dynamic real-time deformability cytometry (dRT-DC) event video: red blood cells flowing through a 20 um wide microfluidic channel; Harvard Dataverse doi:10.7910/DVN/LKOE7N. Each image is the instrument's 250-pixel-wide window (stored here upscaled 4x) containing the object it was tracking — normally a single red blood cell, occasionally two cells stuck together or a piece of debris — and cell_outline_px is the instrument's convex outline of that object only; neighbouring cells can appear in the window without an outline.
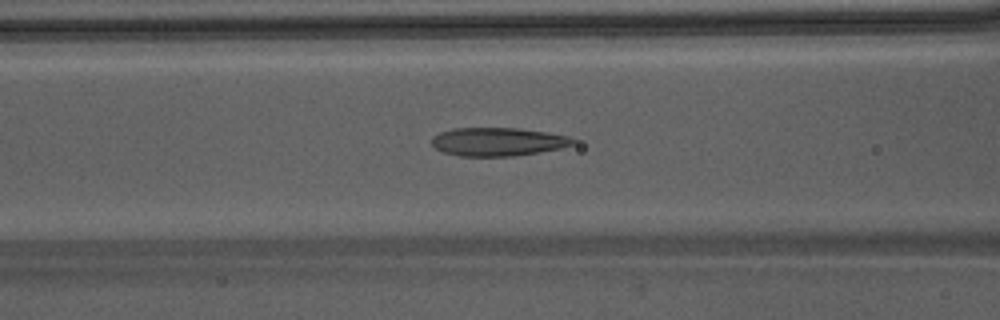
{"species": "Egyptian fruit bat (a non-hibernating species)", "species_latin": "Rousettus aegyptiacus", "temperature_condition": "warm", "stored_images_in_passage": 47, "camera_frame_rate_fps": 3000, "um_per_image_px": 0.085, "animal": {"sex": "male"}, "frame": {"image": 1, "passage_image": 20, "time_ms": 6.333, "image_size_px": [1000, 320], "cell_outline_px": [[576, 144], [560, 148], [540, 152], [512, 156], [460, 156], [444, 152], [436, 148], [432, 144], [432, 136], [440, 132], [452, 128], [520, 128], [548, 132], [568, 136], [576, 140]], "centroid_in_image_um": [42.34, 12.04], "position_along_channel_um": 124.3, "area_um2": 23.47}}
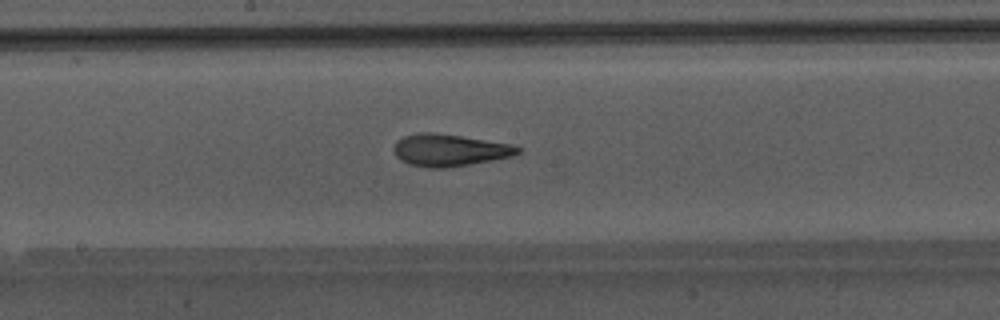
{"frame": {"image": 2, "passage_image": 26, "time_ms": 8.333, "image_size_px": [1000, 320], "cell_outline_px": [[524, 148], [520, 152], [512, 156], [492, 160], [444, 168], [428, 168], [408, 164], [400, 160], [396, 156], [392, 148], [396, 140], [404, 136], [416, 132], [432, 132], [460, 136], [512, 144]], "centroid_in_image_um": [38.17, 12.76], "position_along_channel_um": 210.0, "area_um2": 23.29}}
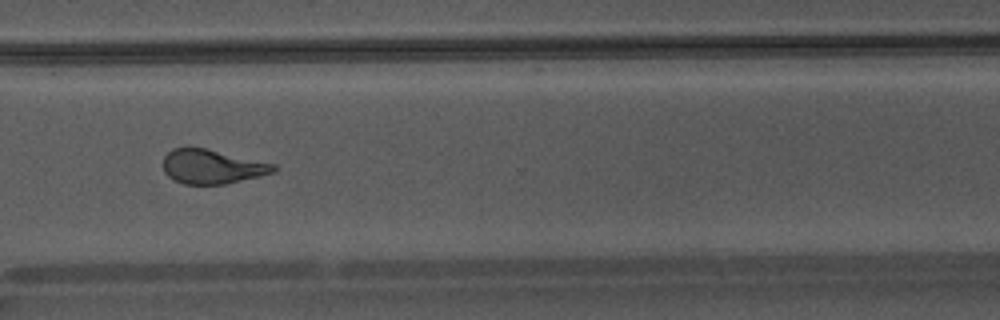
{"frame": {"image": 3, "passage_image": 36, "time_ms": 11.667, "image_size_px": [1000, 320], "cell_outline_px": [[276, 168], [272, 172], [260, 176], [224, 184], [184, 184], [168, 176], [164, 172], [164, 156], [172, 148], [188, 144], [276, 164]], "centroid_in_image_um": [17.98, 14.12], "position_along_channel_um": 352.6, "area_um2": 22.25}, "authors_computed_cell_mechanics": {"area_um2": 23.0622, "velocity_mm_per_s": 4.2866, "shape_relaxation_time_tau1_ms": 8.3365, "shape_relaxation_time_tau2_ms": 1.6404, "deformation_change_tau1": 0.2774, "deformation_change_tau2": 0.0819}}